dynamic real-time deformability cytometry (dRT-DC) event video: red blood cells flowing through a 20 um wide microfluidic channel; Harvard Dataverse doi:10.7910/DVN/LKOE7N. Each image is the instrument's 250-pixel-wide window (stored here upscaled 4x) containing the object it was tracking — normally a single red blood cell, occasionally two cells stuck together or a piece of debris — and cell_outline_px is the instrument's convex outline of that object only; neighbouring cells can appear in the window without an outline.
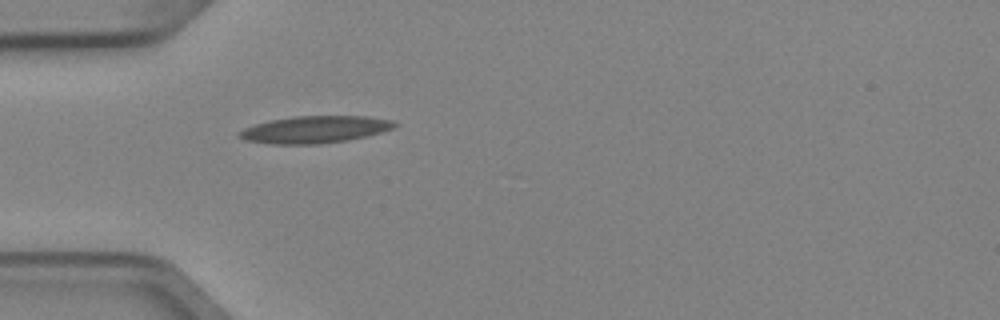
{"species": "Egyptian fruit bat (a non-hibernating species)", "species_latin": "Rousettus aegyptiacus", "temperature_condition": "cold", "stored_images_in_passage": 1, "camera_frame_rate_fps": 3000, "um_per_image_px": 0.085, "animal": {"sex": "female"}, "frame": {"image": 1, "passage_image": 1, "time_ms": 0.0, "image_size_px": [1000, 320], "cell_outline_px": [[396, 124], [392, 128], [380, 132], [348, 140], [320, 144], [272, 144], [244, 140], [236, 136], [236, 132], [244, 128], [256, 124], [272, 120], [296, 116], [368, 116], [392, 120]], "centroid_in_image_um": [26.7, 11.01], "position_along_channel_um": 58.3, "area_um2": 24.39}}